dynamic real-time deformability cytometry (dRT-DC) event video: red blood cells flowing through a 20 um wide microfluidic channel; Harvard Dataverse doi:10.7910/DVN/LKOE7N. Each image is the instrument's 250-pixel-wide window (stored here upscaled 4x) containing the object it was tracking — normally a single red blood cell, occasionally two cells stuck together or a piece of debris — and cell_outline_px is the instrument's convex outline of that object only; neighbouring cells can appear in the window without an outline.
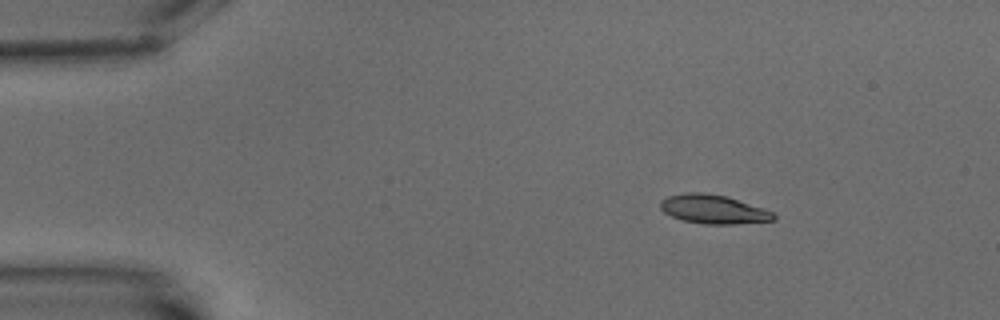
{"species": "common noctule bat (a hibernating species)", "species_latin": "Nyctalus noctula", "temperature_condition": "warm", "stored_images_in_passage": 5, "camera_frame_rate_fps": 3000, "um_per_image_px": 0.085, "animal": {"sex": "male", "body_mass_g": 15.6}, "frame": {"image": 1, "passage_image": 1, "time_ms": 0.0, "image_size_px": [1000, 320], "cell_outline_px": [[776, 220], [736, 224], [704, 224], [684, 220], [672, 216], [664, 212], [660, 208], [660, 200], [668, 196], [688, 192], [704, 192], [724, 196], [764, 208], [772, 212], [776, 216]], "centroid_in_image_um": [60.64, 17.79], "position_along_channel_um": 24.4, "area_um2": 18.96}}
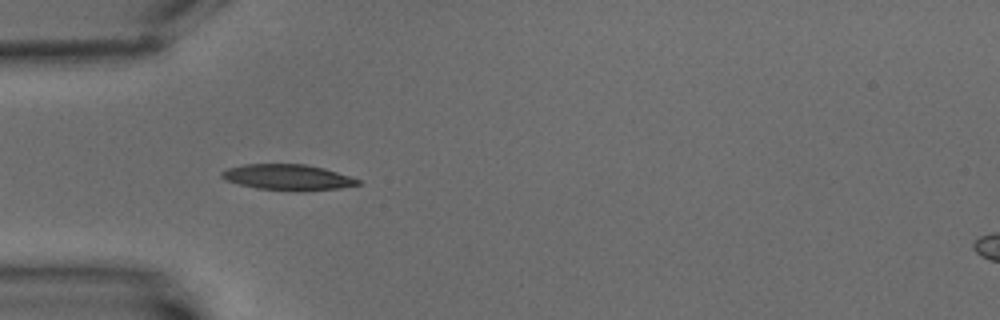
{"frame": {"image": 2, "passage_image": 4, "time_ms": 3.333, "image_size_px": [1000, 320], "cell_outline_px": [[360, 184], [340, 188], [304, 192], [296, 192], [256, 188], [224, 180], [220, 176], [220, 172], [228, 168], [244, 164], [304, 164], [324, 168], [360, 180]], "centroid_in_image_um": [24.43, 15.08], "position_along_channel_um": 60.6, "area_um2": 20.63}}